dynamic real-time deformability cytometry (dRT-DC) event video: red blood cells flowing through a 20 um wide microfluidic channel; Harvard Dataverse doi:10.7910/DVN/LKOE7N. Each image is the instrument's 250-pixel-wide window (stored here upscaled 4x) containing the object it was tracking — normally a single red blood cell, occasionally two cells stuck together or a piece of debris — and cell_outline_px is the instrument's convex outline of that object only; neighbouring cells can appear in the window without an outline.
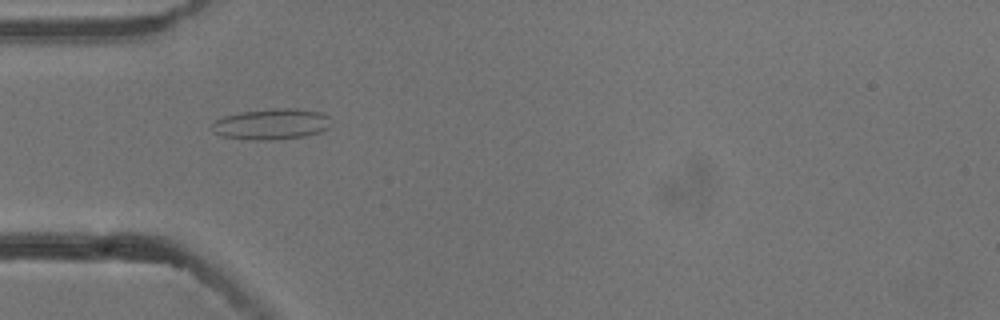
{"species": "common noctule bat (a hibernating species)", "species_latin": "Nyctalus noctula", "temperature_condition": "cold", "stored_images_in_passage": 5, "camera_frame_rate_fps": 3000, "um_per_image_px": 0.085, "animal": {"sex": "male", "body_mass_g": 13.3}, "frame": {"image": 1, "passage_image": 4, "time_ms": 1.0, "image_size_px": [1000, 320], "cell_outline_px": [[332, 124], [328, 128], [320, 132], [304, 136], [272, 140], [256, 140], [224, 136], [212, 132], [212, 124], [216, 120], [224, 116], [240, 112], [272, 108], [296, 108], [324, 112], [328, 116]], "centroid_in_image_um": [23.12, 10.53], "position_along_channel_um": 61.9, "area_um2": 21.56}}